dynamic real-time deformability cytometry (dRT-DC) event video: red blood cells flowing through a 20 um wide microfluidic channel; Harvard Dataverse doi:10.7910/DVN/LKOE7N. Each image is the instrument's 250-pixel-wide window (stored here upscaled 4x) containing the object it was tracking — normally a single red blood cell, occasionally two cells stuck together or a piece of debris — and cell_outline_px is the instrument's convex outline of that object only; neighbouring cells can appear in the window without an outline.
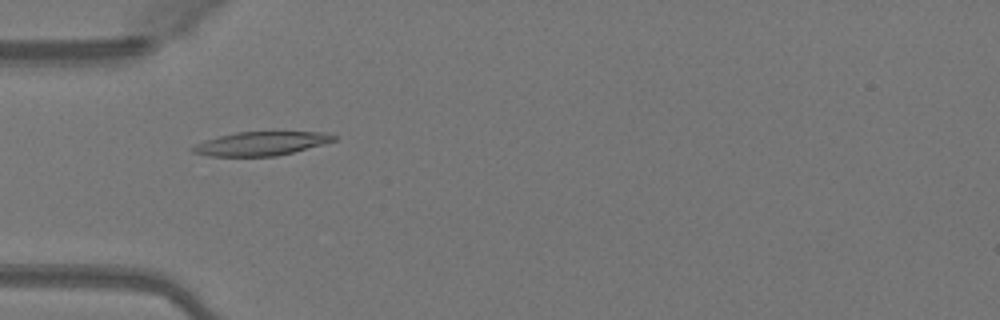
{"species": "Egyptian fruit bat (a non-hibernating species)", "species_latin": "Rousettus aegyptiacus", "temperature_condition": "warm", "stored_images_in_passage": 50, "camera_frame_rate_fps": 3000, "um_per_image_px": 0.085, "animal": {"sex": "female"}, "frame": {"image": 1, "passage_image": 16, "time_ms": 5.0, "image_size_px": [1000, 320], "cell_outline_px": [[336, 140], [324, 144], [276, 156], [208, 156], [192, 152], [188, 148], [204, 140], [236, 132], [320, 132], [336, 136]], "centroid_in_image_um": [22.14, 12.21], "position_along_channel_um": 62.9, "area_um2": 19.42}}
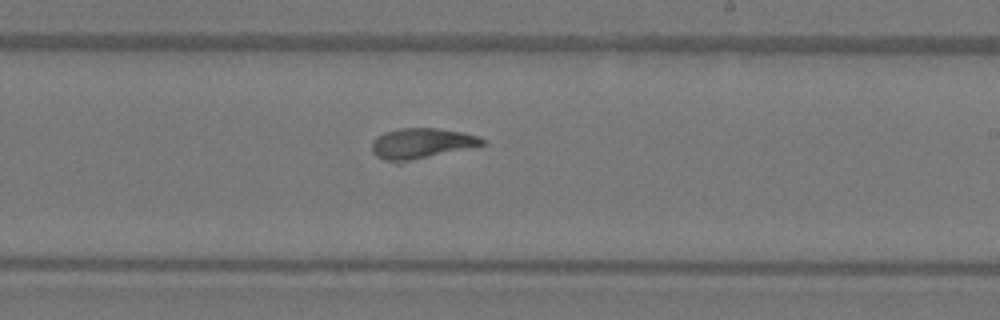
{"frame": {"image": 2, "passage_image": 30, "time_ms": 9.667, "image_size_px": [1000, 320], "cell_outline_px": [[484, 144], [400, 164], [384, 160], [376, 156], [372, 152], [372, 140], [376, 136], [384, 132], [400, 128], [436, 128], [460, 132], [476, 136], [484, 140]], "centroid_in_image_um": [35.72, 12.22], "position_along_channel_um": 253.3, "area_um2": 19.71}}
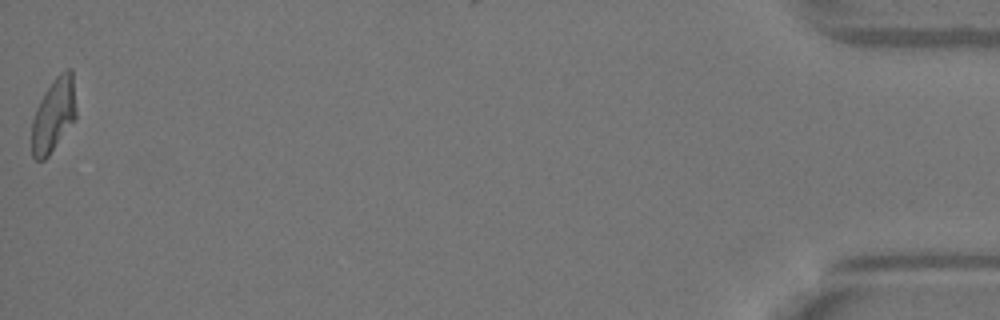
{"frame": {"image": 3, "passage_image": 50, "time_ms": 16.333, "image_size_px": [1000, 320], "cell_outline_px": [[76, 116], [48, 156], [44, 160], [36, 160], [32, 156], [32, 120], [36, 108], [44, 92], [52, 80], [60, 72], [68, 68], [72, 68], [76, 112]], "centroid_in_image_um": [4.54, 9.74], "position_along_channel_um": 430.7, "area_um2": 18.84}, "authors_computed_cell_mechanics": {"area_um2": 19.7098, "velocity_mm_per_s": 4.1029, "shape_relaxation_time_tau1_ms": 4.564, "shape_relaxation_time_tau2_ms": 2.62, "deformation_change_tau1": 0.2043, "deformation_change_tau2": 0.0627}}